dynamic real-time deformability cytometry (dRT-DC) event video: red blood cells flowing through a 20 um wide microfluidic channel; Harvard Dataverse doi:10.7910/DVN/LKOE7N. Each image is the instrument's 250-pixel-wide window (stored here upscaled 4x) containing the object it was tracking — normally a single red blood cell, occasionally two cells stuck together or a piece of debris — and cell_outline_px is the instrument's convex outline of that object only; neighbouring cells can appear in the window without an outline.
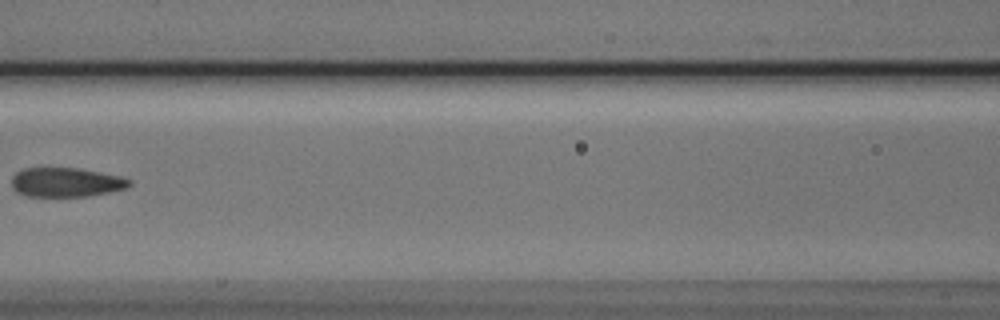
{"species": "Egyptian fruit bat (a non-hibernating species)", "species_latin": "Rousettus aegyptiacus", "temperature_condition": "cold", "stored_images_in_passage": 7, "camera_frame_rate_fps": 3000, "um_per_image_px": 0.085, "animal": {"sex": "male"}, "frame": {"image": 1, "passage_image": 6, "time_ms": 1.667, "image_size_px": [1000, 320], "cell_outline_px": [[132, 184], [128, 188], [88, 196], [24, 196], [16, 192], [12, 188], [12, 176], [16, 172], [24, 168], [76, 168], [120, 176], [132, 180]], "centroid_in_image_um": [5.6, 15.5], "position_along_channel_um": 161.0, "area_um2": 20.11}}
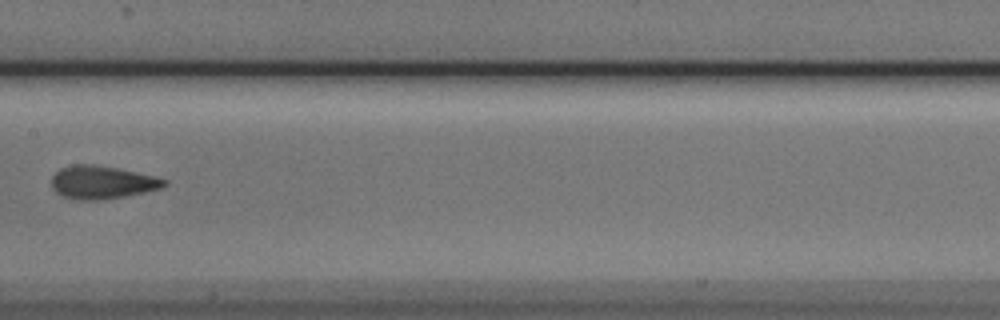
{"frame": {"image": 2, "passage_image": 7, "time_ms": 2.0, "image_size_px": [1000, 320], "cell_outline_px": [[168, 184], [160, 188], [124, 196], [104, 200], [80, 200], [64, 196], [56, 192], [52, 188], [52, 176], [60, 168], [72, 164], [92, 164], [116, 168], [152, 176], [168, 180]], "centroid_in_image_um": [8.64, 15.49], "position_along_channel_um": 198.8, "area_um2": 21.44}}